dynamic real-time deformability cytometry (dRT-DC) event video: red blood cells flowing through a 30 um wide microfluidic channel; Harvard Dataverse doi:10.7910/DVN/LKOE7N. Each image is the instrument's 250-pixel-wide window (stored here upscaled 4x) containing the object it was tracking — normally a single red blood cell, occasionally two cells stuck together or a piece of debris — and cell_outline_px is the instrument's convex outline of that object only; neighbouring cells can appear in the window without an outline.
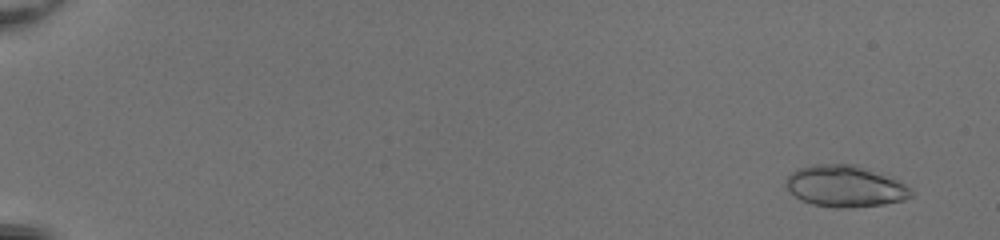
{"species": "common noctule bat (a hibernating species)", "species_latin": "Nyctalus noctula", "temperature_condition": "room temperature", "stored_images_in_passage": 53, "camera_frame_rate_fps": 3000, "um_per_image_px": 0.085, "animal": {"sex": "female", "body_mass_g": 20.0, "forearm_length_mm": 54.0}, "frame": {"image": 1, "passage_image": 4, "time_ms": 1.0, "image_size_px": [1000, 240], "cell_outline_px": [[912, 196], [904, 200], [884, 204], [848, 208], [836, 208], [812, 204], [800, 200], [784, 184], [788, 176], [796, 168], [812, 164], [856, 164], [896, 180], [904, 184], [912, 192]], "centroid_in_image_um": [71.79, 15.83], "position_along_channel_um": 13.2, "area_um2": 30.11}}
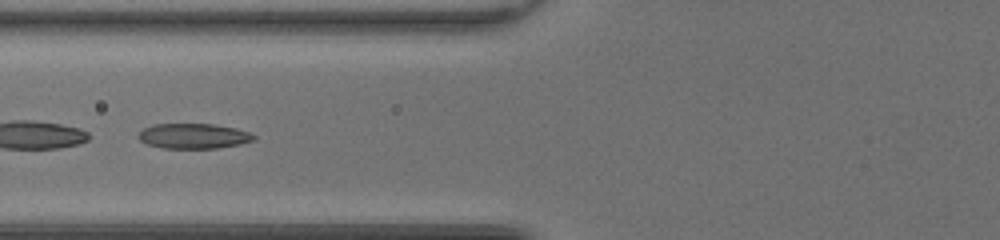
{"frame": {"image": 2, "passage_image": 25, "time_ms": 8.0, "image_size_px": [1000, 240], "cell_outline_px": [[256, 136], [252, 140], [240, 144], [216, 148], [164, 148], [148, 144], [140, 140], [136, 136], [144, 128], [152, 124], [212, 124], [236, 128], [248, 132]], "centroid_in_image_um": [16.42, 11.56], "position_along_channel_um": 109.4, "area_um2": 16.76}}
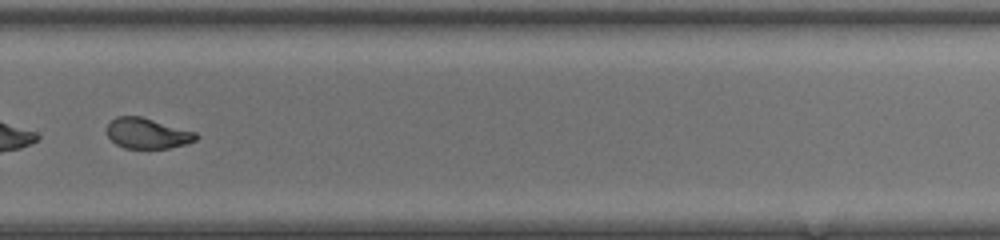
{"frame": {"image": 3, "passage_image": 40, "time_ms": 13.0, "image_size_px": [1000, 240], "cell_outline_px": [[200, 136], [196, 140], [184, 144], [168, 148], [124, 148], [116, 144], [108, 136], [108, 124], [116, 116], [140, 116], [196, 132]], "centroid_in_image_um": [12.54, 11.33], "position_along_channel_um": 317.3, "area_um2": 15.66}, "authors_computed_cell_mechanics": {"area_um2": 28.4376, "velocity_mm_per_s": 4.1638, "shape_relaxation_time_tau1_ms": 6.3437, "shape_relaxation_time_tau2_ms": 0.8927, "deformation_change_tau1": 0.2249, "deformation_change_tau2": 0.0687}}